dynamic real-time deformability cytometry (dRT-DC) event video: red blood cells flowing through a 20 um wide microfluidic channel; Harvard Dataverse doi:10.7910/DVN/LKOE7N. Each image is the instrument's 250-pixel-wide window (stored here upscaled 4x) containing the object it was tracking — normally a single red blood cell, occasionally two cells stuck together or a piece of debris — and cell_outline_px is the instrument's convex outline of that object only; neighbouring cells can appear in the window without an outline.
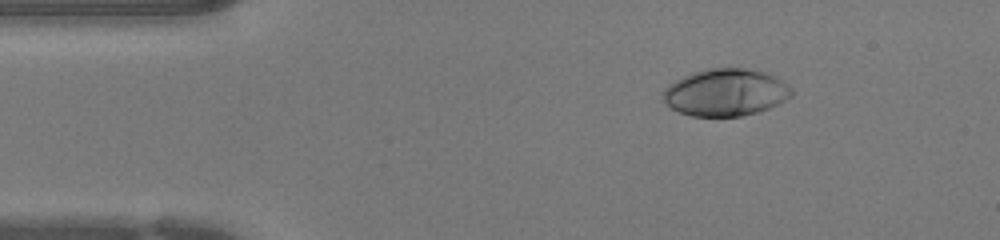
{"species": "human", "species_latin": "Homo sapiens", "temperature_condition": "warm", "stored_images_in_passage": 44, "camera_frame_rate_fps": 3000, "um_per_image_px": 0.085, "donor": {"sex": "female"}, "frame": {"image": 1, "passage_image": 6, "time_ms": 1.667, "image_size_px": [1000, 240], "cell_outline_px": [[792, 96], [768, 108], [756, 112], [740, 116], [692, 116], [680, 112], [672, 108], [664, 100], [664, 88], [668, 84], [692, 72], [708, 68], [744, 68], [764, 72], [780, 80], [792, 88]], "centroid_in_image_um": [61.66, 7.85], "position_along_channel_um": 23.3, "area_um2": 34.91}}
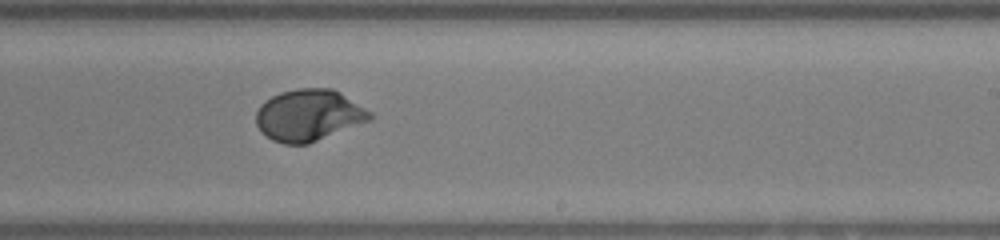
{"frame": {"image": 2, "passage_image": 26, "time_ms": 8.333, "image_size_px": [1000, 240], "cell_outline_px": [[372, 120], [308, 144], [284, 144], [272, 140], [260, 132], [256, 124], [256, 112], [260, 104], [264, 100], [280, 92], [296, 88], [332, 88], [340, 92], [372, 112]], "centroid_in_image_um": [26.23, 9.79], "position_along_channel_um": 262.8, "area_um2": 34.56}}
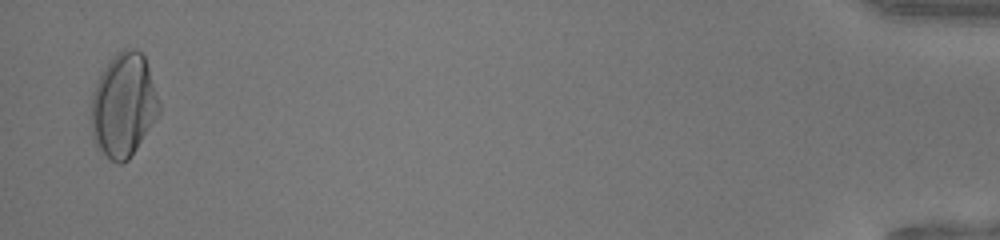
{"frame": {"image": 3, "passage_image": 43, "time_ms": 14.0, "image_size_px": [1000, 240], "cell_outline_px": [[160, 112], [128, 160], [120, 164], [112, 160], [96, 144], [92, 136], [92, 92], [104, 68], [112, 56], [116, 52], [124, 48], [132, 48], [140, 52], [144, 56], [160, 104]], "centroid_in_image_um": [10.5, 8.91], "position_along_channel_um": 424.7, "area_um2": 40.34}}